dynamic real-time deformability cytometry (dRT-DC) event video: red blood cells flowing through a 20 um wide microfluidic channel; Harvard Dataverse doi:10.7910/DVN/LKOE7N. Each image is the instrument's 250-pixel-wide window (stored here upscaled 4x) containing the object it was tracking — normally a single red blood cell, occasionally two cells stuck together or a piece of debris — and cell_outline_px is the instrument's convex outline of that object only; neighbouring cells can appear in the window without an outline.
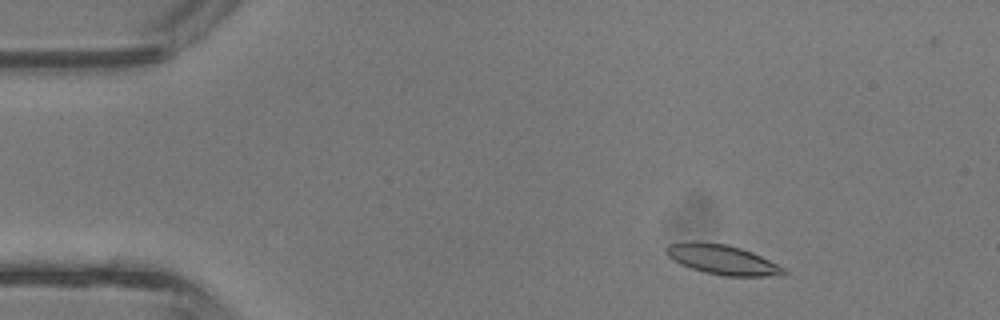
{"species": "common noctule bat (a hibernating species)", "species_latin": "Nyctalus noctula", "temperature_condition": "room temperature", "stored_images_in_passage": 42, "camera_frame_rate_fps": 3000, "um_per_image_px": 0.085, "animal": {"sex": "male", "body_mass_g": 13.3}, "frame": {"image": 1, "passage_image": 5, "time_ms": 1.333, "image_size_px": [1000, 320], "cell_outline_px": [[788, 272], [784, 276], [724, 276], [704, 272], [680, 264], [668, 256], [664, 252], [664, 248], [668, 244], [688, 240], [700, 240], [728, 244], [752, 252], [784, 268]], "centroid_in_image_um": [61.35, 22.04], "position_along_channel_um": 23.7, "area_um2": 20.75}}
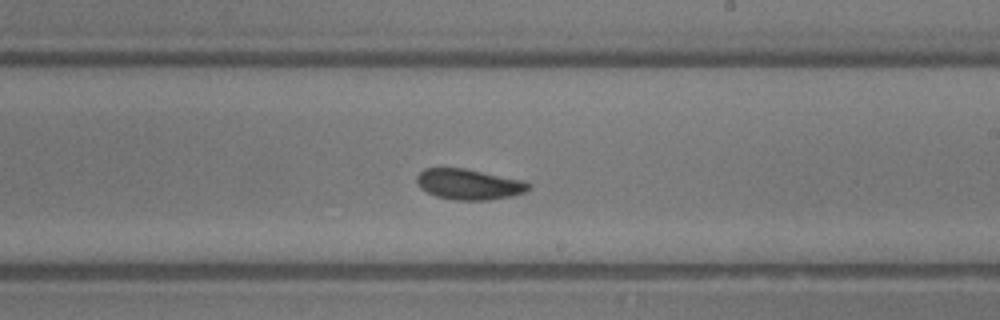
{"frame": {"image": 2, "passage_image": 24, "time_ms": 7.667, "image_size_px": [1000, 320], "cell_outline_px": [[532, 188], [524, 192], [512, 196], [488, 200], [452, 200], [436, 196], [420, 188], [416, 184], [416, 176], [424, 168], [464, 168], [524, 180], [532, 184]], "centroid_in_image_um": [39.87, 15.66], "position_along_channel_um": 249.1, "area_um2": 20.17}}
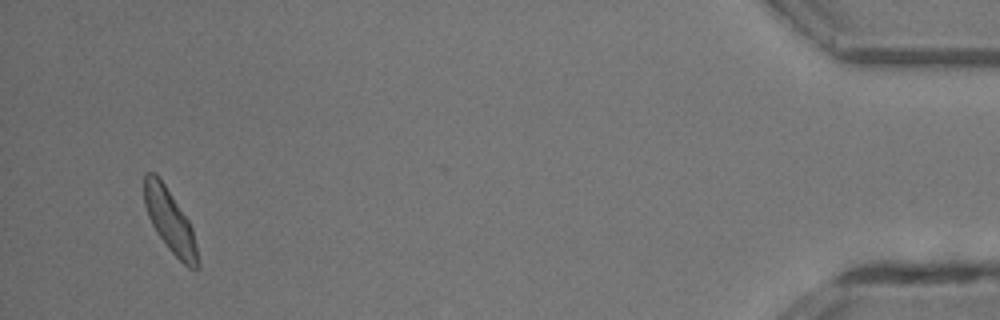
{"frame": {"image": 3, "passage_image": 40, "time_ms": 13.0, "image_size_px": [1000, 320], "cell_outline_px": [[200, 268], [188, 268], [168, 248], [156, 232], [148, 216], [144, 204], [144, 172], [152, 172], [164, 184], [188, 220], [192, 228], [200, 264]], "centroid_in_image_um": [14.44, 18.8], "position_along_channel_um": 420.8, "area_um2": 19.25}, "authors_computed_cell_mechanics": {"area_um2": 20.0566, "velocity_mm_per_s": 4.7831, "shape_relaxation_time_tau1_ms": 4.5111, "shape_relaxation_time_tau2_ms": 6.0885, "deformation_change_tau1": 0.1345, "deformation_change_tau2": 0.1395}}